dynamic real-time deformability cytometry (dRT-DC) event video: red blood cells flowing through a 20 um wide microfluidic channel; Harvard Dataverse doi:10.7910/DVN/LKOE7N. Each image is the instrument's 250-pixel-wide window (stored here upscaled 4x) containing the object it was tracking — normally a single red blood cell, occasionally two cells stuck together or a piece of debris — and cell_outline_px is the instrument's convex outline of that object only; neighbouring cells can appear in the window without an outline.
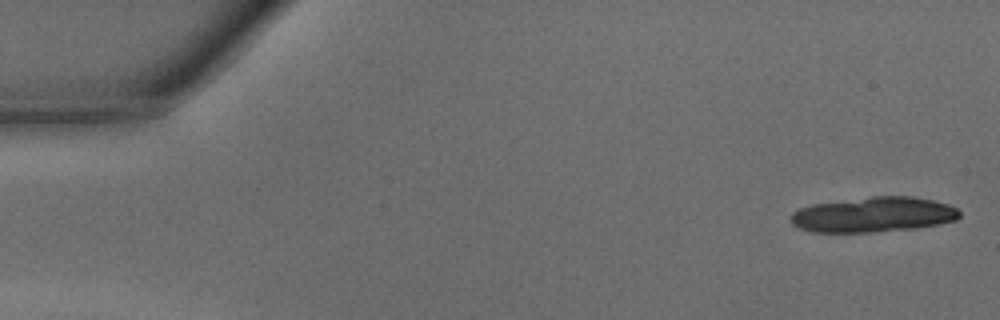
{"species": "common noctule bat (a hibernating species)", "species_latin": "Nyctalus noctula", "temperature_condition": "warm", "stored_images_in_passage": 14, "camera_frame_rate_fps": 3000, "um_per_image_px": 0.085, "animal": {"sex": "male", "body_mass_g": 15.6}, "frame": {"image": 1, "passage_image": 1, "time_ms": 0.0, "image_size_px": [1000, 320], "cell_outline_px": [[960, 216], [956, 220], [940, 224], [916, 228], [872, 232], [812, 232], [800, 228], [792, 224], [792, 212], [800, 208], [812, 204], [872, 196], [912, 196], [932, 200], [948, 204], [956, 208], [960, 212]], "centroid_in_image_um": [74.26, 18.24], "position_along_channel_um": 10.7, "area_um2": 34.56}}